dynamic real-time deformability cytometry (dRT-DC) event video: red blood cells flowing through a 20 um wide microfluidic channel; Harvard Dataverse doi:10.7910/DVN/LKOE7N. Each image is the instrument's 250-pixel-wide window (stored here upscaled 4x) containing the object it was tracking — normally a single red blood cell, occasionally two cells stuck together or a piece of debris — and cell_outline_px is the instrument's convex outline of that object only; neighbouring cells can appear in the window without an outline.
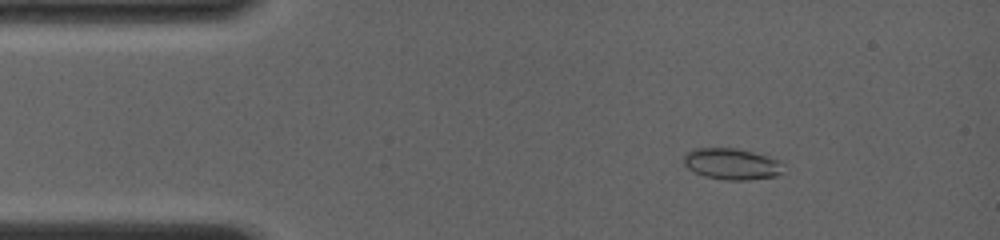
{"species": "common noctule bat (a hibernating species)", "species_latin": "Nyctalus noctula", "temperature_condition": "room temperature", "stored_images_in_passage": 57, "camera_frame_rate_fps": 4000, "um_per_image_px": 0.085, "animal": {"sex": "female", "body_mass_g": 19.0, "forearm_length_mm": 56.7}, "frame": {"image": 1, "passage_image": 5, "time_ms": 2.0, "image_size_px": [1000, 240], "cell_outline_px": [[784, 164], [780, 172], [776, 176], [748, 180], [724, 180], [704, 176], [688, 168], [684, 164], [684, 156], [688, 152], [696, 148], [736, 148], [768, 156], [780, 160]], "centroid_in_image_um": [62.21, 13.94], "position_along_channel_um": 22.8, "area_um2": 18.09}}
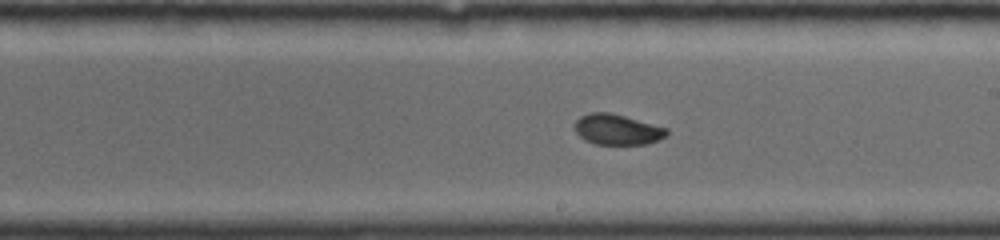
{"frame": {"image": 2, "passage_image": 27, "time_ms": 8.75, "image_size_px": [1000, 240], "cell_outline_px": [[668, 136], [644, 144], [596, 144], [584, 140], [576, 132], [576, 120], [580, 116], [592, 112], [608, 112], [624, 116], [668, 128]], "centroid_in_image_um": [52.47, 11.01], "position_along_channel_um": 236.5, "area_um2": 16.18}}
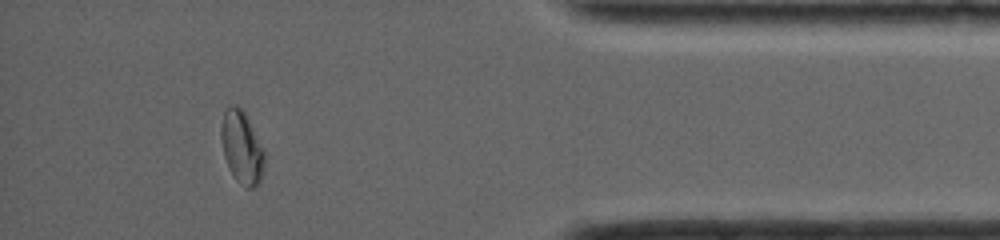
{"frame": {"image": 3, "passage_image": 50, "time_ms": 13.75, "image_size_px": [1000, 240], "cell_outline_px": [[264, 168], [260, 184], [252, 188], [248, 188], [236, 180], [228, 168], [224, 156], [220, 136], [220, 124], [224, 112], [228, 104], [236, 104], [244, 112], [264, 148]], "centroid_in_image_um": [20.54, 12.52], "position_along_channel_um": 414.7, "area_um2": 18.61}}